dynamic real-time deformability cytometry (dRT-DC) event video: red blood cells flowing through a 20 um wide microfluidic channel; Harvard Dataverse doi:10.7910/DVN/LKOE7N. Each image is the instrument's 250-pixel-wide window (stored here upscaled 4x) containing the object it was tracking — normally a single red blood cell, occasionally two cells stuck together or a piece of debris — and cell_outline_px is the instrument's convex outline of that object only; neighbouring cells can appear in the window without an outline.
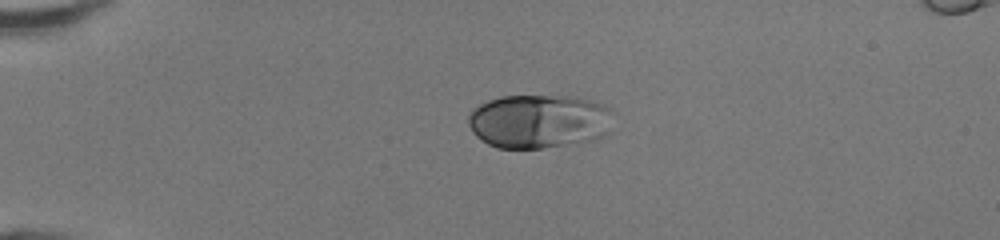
{"species": "human", "species_latin": "Homo sapiens", "temperature_condition": "room temperature", "stored_images_in_passage": 7, "segment_of_instrument_passage": [2, 2], "camera_frame_rate_fps": 3000, "um_per_image_px": 0.085, "donor": {"sex": "female"}, "frame": {"image": 1, "passage_image": 7, "time_ms": 2.0, "image_size_px": [1000, 240], "cell_outline_px": [[616, 112], [612, 132], [596, 140], [576, 144], [544, 148], [496, 148], [488, 144], [476, 136], [472, 132], [468, 124], [468, 116], [480, 104], [488, 100], [500, 96], [568, 96], [588, 100], [604, 104]], "centroid_in_image_um": [45.92, 10.33], "position_along_channel_um": 39.1, "area_um2": 46.59}}